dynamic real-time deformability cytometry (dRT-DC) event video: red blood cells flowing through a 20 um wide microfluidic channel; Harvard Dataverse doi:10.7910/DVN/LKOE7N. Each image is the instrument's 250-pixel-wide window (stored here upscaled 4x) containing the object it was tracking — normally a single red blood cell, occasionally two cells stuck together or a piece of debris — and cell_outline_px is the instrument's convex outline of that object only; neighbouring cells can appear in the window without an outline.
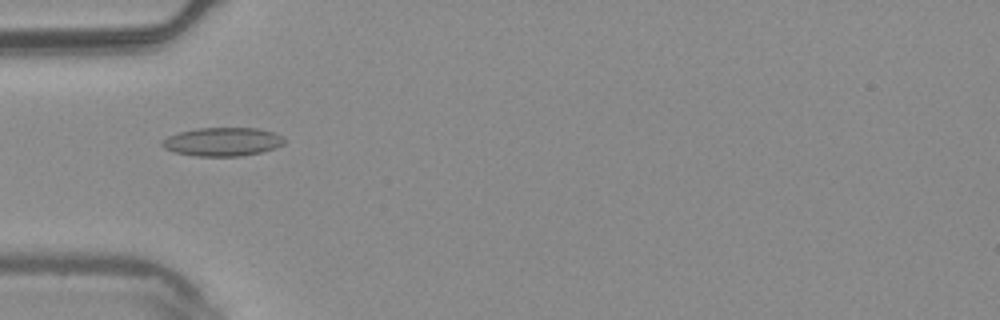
{"species": "common noctule bat (a hibernating species)", "species_latin": "Nyctalus noctula", "temperature_condition": "warm", "stored_images_in_passage": 7, "camera_frame_rate_fps": 3000, "um_per_image_px": 0.085, "animal": {"sex": "male", "body_mass_g": 20.4}, "frame": {"image": 1, "passage_image": 5, "time_ms": 1.333, "image_size_px": [1000, 320], "cell_outline_px": [[288, 140], [284, 144], [276, 148], [260, 152], [240, 156], [192, 156], [172, 152], [164, 148], [160, 144], [160, 140], [168, 136], [180, 132], [200, 128], [256, 128], [272, 132]], "centroid_in_image_um": [18.88, 12.06], "position_along_channel_um": 66.1, "area_um2": 20.46}}
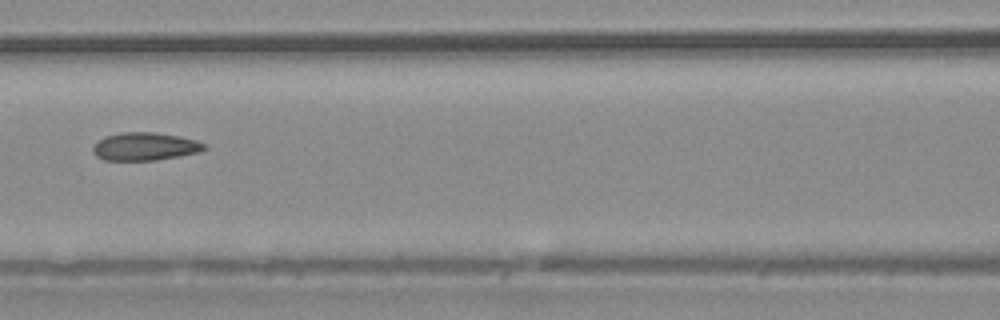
{"frame": {"image": 2, "passage_image": 7, "time_ms": 2.0, "image_size_px": [1000, 320], "cell_outline_px": [[208, 148], [200, 152], [156, 160], [104, 160], [96, 156], [92, 152], [92, 148], [104, 136], [120, 132], [156, 132], [180, 136], [196, 140], [208, 144]], "centroid_in_image_um": [12.36, 12.44], "position_along_channel_um": 154.2, "area_um2": 18.32}}